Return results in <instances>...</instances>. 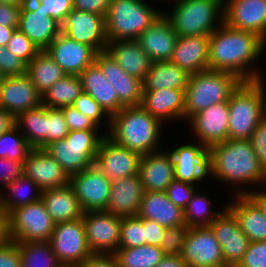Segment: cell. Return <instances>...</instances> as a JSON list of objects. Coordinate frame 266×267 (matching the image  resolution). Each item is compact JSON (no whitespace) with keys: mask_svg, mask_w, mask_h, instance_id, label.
<instances>
[{"mask_svg":"<svg viewBox=\"0 0 266 267\" xmlns=\"http://www.w3.org/2000/svg\"><path fill=\"white\" fill-rule=\"evenodd\" d=\"M265 49L266 42L257 34L223 22L210 34L209 70L232 73L242 82L262 80L266 72L259 62Z\"/></svg>","mask_w":266,"mask_h":267,"instance_id":"1","label":"cell"},{"mask_svg":"<svg viewBox=\"0 0 266 267\" xmlns=\"http://www.w3.org/2000/svg\"><path fill=\"white\" fill-rule=\"evenodd\" d=\"M208 167L209 183L222 185L224 192H227L226 198L228 195L250 194L263 186L265 181L266 172L261 167L250 140L227 139L211 146L208 149Z\"/></svg>","mask_w":266,"mask_h":267,"instance_id":"2","label":"cell"},{"mask_svg":"<svg viewBox=\"0 0 266 267\" xmlns=\"http://www.w3.org/2000/svg\"><path fill=\"white\" fill-rule=\"evenodd\" d=\"M166 127L140 105L123 107L111 116L106 135L115 143L142 156L163 149L164 143L168 144L164 137L168 130Z\"/></svg>","mask_w":266,"mask_h":267,"instance_id":"3","label":"cell"},{"mask_svg":"<svg viewBox=\"0 0 266 267\" xmlns=\"http://www.w3.org/2000/svg\"><path fill=\"white\" fill-rule=\"evenodd\" d=\"M229 139L249 140L266 117V75L262 80L241 82L228 100Z\"/></svg>","mask_w":266,"mask_h":267,"instance_id":"4","label":"cell"},{"mask_svg":"<svg viewBox=\"0 0 266 267\" xmlns=\"http://www.w3.org/2000/svg\"><path fill=\"white\" fill-rule=\"evenodd\" d=\"M163 8L178 37L210 35L224 22V0H173Z\"/></svg>","mask_w":266,"mask_h":267,"instance_id":"5","label":"cell"},{"mask_svg":"<svg viewBox=\"0 0 266 267\" xmlns=\"http://www.w3.org/2000/svg\"><path fill=\"white\" fill-rule=\"evenodd\" d=\"M146 0H111L105 16L108 41L137 39L163 13Z\"/></svg>","mask_w":266,"mask_h":267,"instance_id":"6","label":"cell"},{"mask_svg":"<svg viewBox=\"0 0 266 267\" xmlns=\"http://www.w3.org/2000/svg\"><path fill=\"white\" fill-rule=\"evenodd\" d=\"M242 81L232 73L205 70L191 74L185 89V121L209 106L228 102Z\"/></svg>","mask_w":266,"mask_h":267,"instance_id":"7","label":"cell"},{"mask_svg":"<svg viewBox=\"0 0 266 267\" xmlns=\"http://www.w3.org/2000/svg\"><path fill=\"white\" fill-rule=\"evenodd\" d=\"M105 136L104 130L70 131L65 139L50 143L44 150L70 177L94 165L95 156Z\"/></svg>","mask_w":266,"mask_h":267,"instance_id":"8","label":"cell"},{"mask_svg":"<svg viewBox=\"0 0 266 267\" xmlns=\"http://www.w3.org/2000/svg\"><path fill=\"white\" fill-rule=\"evenodd\" d=\"M54 227L42 200L18 207L7 215L8 239L15 242L49 241Z\"/></svg>","mask_w":266,"mask_h":267,"instance_id":"9","label":"cell"},{"mask_svg":"<svg viewBox=\"0 0 266 267\" xmlns=\"http://www.w3.org/2000/svg\"><path fill=\"white\" fill-rule=\"evenodd\" d=\"M186 139L173 146L165 144L173 158L175 179L193 185H208V149L198 141Z\"/></svg>","mask_w":266,"mask_h":267,"instance_id":"10","label":"cell"},{"mask_svg":"<svg viewBox=\"0 0 266 267\" xmlns=\"http://www.w3.org/2000/svg\"><path fill=\"white\" fill-rule=\"evenodd\" d=\"M185 123L187 125L184 128L188 131V135H190L187 137L188 139L198 141L207 149L222 143L229 139L228 102L209 106L193 115Z\"/></svg>","mask_w":266,"mask_h":267,"instance_id":"11","label":"cell"},{"mask_svg":"<svg viewBox=\"0 0 266 267\" xmlns=\"http://www.w3.org/2000/svg\"><path fill=\"white\" fill-rule=\"evenodd\" d=\"M49 242L62 265L76 266L93 255L82 218L55 224Z\"/></svg>","mask_w":266,"mask_h":267,"instance_id":"12","label":"cell"},{"mask_svg":"<svg viewBox=\"0 0 266 267\" xmlns=\"http://www.w3.org/2000/svg\"><path fill=\"white\" fill-rule=\"evenodd\" d=\"M82 221L92 253L113 255L119 248L122 217L106 211H87Z\"/></svg>","mask_w":266,"mask_h":267,"instance_id":"13","label":"cell"},{"mask_svg":"<svg viewBox=\"0 0 266 267\" xmlns=\"http://www.w3.org/2000/svg\"><path fill=\"white\" fill-rule=\"evenodd\" d=\"M180 256L187 267L226 266L221 246L209 226L189 228Z\"/></svg>","mask_w":266,"mask_h":267,"instance_id":"14","label":"cell"},{"mask_svg":"<svg viewBox=\"0 0 266 267\" xmlns=\"http://www.w3.org/2000/svg\"><path fill=\"white\" fill-rule=\"evenodd\" d=\"M111 180L95 165L70 176L78 202L87 211H106L111 191Z\"/></svg>","mask_w":266,"mask_h":267,"instance_id":"15","label":"cell"},{"mask_svg":"<svg viewBox=\"0 0 266 267\" xmlns=\"http://www.w3.org/2000/svg\"><path fill=\"white\" fill-rule=\"evenodd\" d=\"M61 32L97 52L106 50L108 40L103 15L72 9L61 24Z\"/></svg>","mask_w":266,"mask_h":267,"instance_id":"16","label":"cell"},{"mask_svg":"<svg viewBox=\"0 0 266 267\" xmlns=\"http://www.w3.org/2000/svg\"><path fill=\"white\" fill-rule=\"evenodd\" d=\"M141 155L115 143L107 135L102 139L94 165L111 181L139 175Z\"/></svg>","mask_w":266,"mask_h":267,"instance_id":"17","label":"cell"},{"mask_svg":"<svg viewBox=\"0 0 266 267\" xmlns=\"http://www.w3.org/2000/svg\"><path fill=\"white\" fill-rule=\"evenodd\" d=\"M209 227L221 246L225 265L236 267L250 243L248 237L240 229L237 218L226 207L209 224Z\"/></svg>","mask_w":266,"mask_h":267,"instance_id":"18","label":"cell"},{"mask_svg":"<svg viewBox=\"0 0 266 267\" xmlns=\"http://www.w3.org/2000/svg\"><path fill=\"white\" fill-rule=\"evenodd\" d=\"M48 55L67 75L79 76L95 62L97 51L80 42L70 39L62 32L45 49Z\"/></svg>","mask_w":266,"mask_h":267,"instance_id":"19","label":"cell"},{"mask_svg":"<svg viewBox=\"0 0 266 267\" xmlns=\"http://www.w3.org/2000/svg\"><path fill=\"white\" fill-rule=\"evenodd\" d=\"M224 23L266 42V0H224Z\"/></svg>","mask_w":266,"mask_h":267,"instance_id":"20","label":"cell"},{"mask_svg":"<svg viewBox=\"0 0 266 267\" xmlns=\"http://www.w3.org/2000/svg\"><path fill=\"white\" fill-rule=\"evenodd\" d=\"M42 105V95L27 74L8 76L0 87V108L14 118L21 112Z\"/></svg>","mask_w":266,"mask_h":267,"instance_id":"21","label":"cell"},{"mask_svg":"<svg viewBox=\"0 0 266 267\" xmlns=\"http://www.w3.org/2000/svg\"><path fill=\"white\" fill-rule=\"evenodd\" d=\"M95 63L114 87L124 107L139 106L142 102V81L127 74L105 50L97 52Z\"/></svg>","mask_w":266,"mask_h":267,"instance_id":"22","label":"cell"},{"mask_svg":"<svg viewBox=\"0 0 266 267\" xmlns=\"http://www.w3.org/2000/svg\"><path fill=\"white\" fill-rule=\"evenodd\" d=\"M23 173L44 190L69 185L70 177L44 149H32L23 162Z\"/></svg>","mask_w":266,"mask_h":267,"instance_id":"23","label":"cell"},{"mask_svg":"<svg viewBox=\"0 0 266 267\" xmlns=\"http://www.w3.org/2000/svg\"><path fill=\"white\" fill-rule=\"evenodd\" d=\"M168 128L173 123H185V90L159 89L143 91L141 105ZM170 125H167L169 124Z\"/></svg>","mask_w":266,"mask_h":267,"instance_id":"24","label":"cell"},{"mask_svg":"<svg viewBox=\"0 0 266 267\" xmlns=\"http://www.w3.org/2000/svg\"><path fill=\"white\" fill-rule=\"evenodd\" d=\"M139 177L144 192L165 191L175 179L174 162L169 150H161L142 155L139 163Z\"/></svg>","mask_w":266,"mask_h":267,"instance_id":"25","label":"cell"},{"mask_svg":"<svg viewBox=\"0 0 266 267\" xmlns=\"http://www.w3.org/2000/svg\"><path fill=\"white\" fill-rule=\"evenodd\" d=\"M177 39L170 20L162 13L136 40L151 62H159L170 60Z\"/></svg>","mask_w":266,"mask_h":267,"instance_id":"26","label":"cell"},{"mask_svg":"<svg viewBox=\"0 0 266 267\" xmlns=\"http://www.w3.org/2000/svg\"><path fill=\"white\" fill-rule=\"evenodd\" d=\"M230 197L227 208L237 218L240 229L250 242L266 241V216L259 204L249 194Z\"/></svg>","mask_w":266,"mask_h":267,"instance_id":"27","label":"cell"},{"mask_svg":"<svg viewBox=\"0 0 266 267\" xmlns=\"http://www.w3.org/2000/svg\"><path fill=\"white\" fill-rule=\"evenodd\" d=\"M143 195L144 189L139 175L112 181L106 212L119 217L136 216Z\"/></svg>","mask_w":266,"mask_h":267,"instance_id":"28","label":"cell"},{"mask_svg":"<svg viewBox=\"0 0 266 267\" xmlns=\"http://www.w3.org/2000/svg\"><path fill=\"white\" fill-rule=\"evenodd\" d=\"M210 35L178 37L170 62L190 74L209 69Z\"/></svg>","mask_w":266,"mask_h":267,"instance_id":"29","label":"cell"},{"mask_svg":"<svg viewBox=\"0 0 266 267\" xmlns=\"http://www.w3.org/2000/svg\"><path fill=\"white\" fill-rule=\"evenodd\" d=\"M17 29L42 51L61 33V24L49 16L40 4L36 11H20Z\"/></svg>","mask_w":266,"mask_h":267,"instance_id":"30","label":"cell"},{"mask_svg":"<svg viewBox=\"0 0 266 267\" xmlns=\"http://www.w3.org/2000/svg\"><path fill=\"white\" fill-rule=\"evenodd\" d=\"M137 216L153 220L165 228L186 225L183 209L172 203L165 191L144 192Z\"/></svg>","mask_w":266,"mask_h":267,"instance_id":"31","label":"cell"},{"mask_svg":"<svg viewBox=\"0 0 266 267\" xmlns=\"http://www.w3.org/2000/svg\"><path fill=\"white\" fill-rule=\"evenodd\" d=\"M106 51L127 74L145 79L152 62L136 39L108 41Z\"/></svg>","mask_w":266,"mask_h":267,"instance_id":"32","label":"cell"},{"mask_svg":"<svg viewBox=\"0 0 266 267\" xmlns=\"http://www.w3.org/2000/svg\"><path fill=\"white\" fill-rule=\"evenodd\" d=\"M79 77L82 82V91L90 95L110 117L124 107L118 99L116 90L95 62L88 66Z\"/></svg>","mask_w":266,"mask_h":267,"instance_id":"33","label":"cell"},{"mask_svg":"<svg viewBox=\"0 0 266 267\" xmlns=\"http://www.w3.org/2000/svg\"><path fill=\"white\" fill-rule=\"evenodd\" d=\"M41 200L55 224L83 217L84 210L70 185L42 191Z\"/></svg>","mask_w":266,"mask_h":267,"instance_id":"34","label":"cell"},{"mask_svg":"<svg viewBox=\"0 0 266 267\" xmlns=\"http://www.w3.org/2000/svg\"><path fill=\"white\" fill-rule=\"evenodd\" d=\"M191 74L170 61L152 62L145 79L142 81L143 91L159 89L185 90Z\"/></svg>","mask_w":266,"mask_h":267,"instance_id":"35","label":"cell"},{"mask_svg":"<svg viewBox=\"0 0 266 267\" xmlns=\"http://www.w3.org/2000/svg\"><path fill=\"white\" fill-rule=\"evenodd\" d=\"M207 186L211 185H206V189L200 187L183 210L184 221L189 228L209 226V224L227 207L226 196L223 198L225 202L223 201L221 205L214 206L215 203L211 198L213 195L210 196V193L207 192L209 190ZM215 207L216 209H214Z\"/></svg>","mask_w":266,"mask_h":267,"instance_id":"36","label":"cell"},{"mask_svg":"<svg viewBox=\"0 0 266 267\" xmlns=\"http://www.w3.org/2000/svg\"><path fill=\"white\" fill-rule=\"evenodd\" d=\"M42 190L24 174L0 191V206L8 215L12 210L40 201Z\"/></svg>","mask_w":266,"mask_h":267,"instance_id":"37","label":"cell"},{"mask_svg":"<svg viewBox=\"0 0 266 267\" xmlns=\"http://www.w3.org/2000/svg\"><path fill=\"white\" fill-rule=\"evenodd\" d=\"M15 125L33 149H44L46 147V106L41 105L35 109L19 113L15 117Z\"/></svg>","mask_w":266,"mask_h":267,"instance_id":"38","label":"cell"},{"mask_svg":"<svg viewBox=\"0 0 266 267\" xmlns=\"http://www.w3.org/2000/svg\"><path fill=\"white\" fill-rule=\"evenodd\" d=\"M26 74L41 95L67 75L45 50L40 51L27 64Z\"/></svg>","mask_w":266,"mask_h":267,"instance_id":"39","label":"cell"},{"mask_svg":"<svg viewBox=\"0 0 266 267\" xmlns=\"http://www.w3.org/2000/svg\"><path fill=\"white\" fill-rule=\"evenodd\" d=\"M82 92L80 77L76 75H66L42 95V105L49 108L61 109L73 105L74 101Z\"/></svg>","mask_w":266,"mask_h":267,"instance_id":"40","label":"cell"},{"mask_svg":"<svg viewBox=\"0 0 266 267\" xmlns=\"http://www.w3.org/2000/svg\"><path fill=\"white\" fill-rule=\"evenodd\" d=\"M113 255L118 267H156L165 257L159 246L147 244L132 248L119 247Z\"/></svg>","mask_w":266,"mask_h":267,"instance_id":"41","label":"cell"},{"mask_svg":"<svg viewBox=\"0 0 266 267\" xmlns=\"http://www.w3.org/2000/svg\"><path fill=\"white\" fill-rule=\"evenodd\" d=\"M21 267H61L49 241L16 242Z\"/></svg>","mask_w":266,"mask_h":267,"instance_id":"42","label":"cell"},{"mask_svg":"<svg viewBox=\"0 0 266 267\" xmlns=\"http://www.w3.org/2000/svg\"><path fill=\"white\" fill-rule=\"evenodd\" d=\"M32 149L15 124L0 135V158L24 161Z\"/></svg>","mask_w":266,"mask_h":267,"instance_id":"43","label":"cell"},{"mask_svg":"<svg viewBox=\"0 0 266 267\" xmlns=\"http://www.w3.org/2000/svg\"><path fill=\"white\" fill-rule=\"evenodd\" d=\"M145 245L144 218L122 217L119 247L132 248Z\"/></svg>","mask_w":266,"mask_h":267,"instance_id":"44","label":"cell"},{"mask_svg":"<svg viewBox=\"0 0 266 267\" xmlns=\"http://www.w3.org/2000/svg\"><path fill=\"white\" fill-rule=\"evenodd\" d=\"M73 106L94 121L106 133L109 131L111 117L90 95L82 92L74 101Z\"/></svg>","mask_w":266,"mask_h":267,"instance_id":"45","label":"cell"},{"mask_svg":"<svg viewBox=\"0 0 266 267\" xmlns=\"http://www.w3.org/2000/svg\"><path fill=\"white\" fill-rule=\"evenodd\" d=\"M189 227L187 225L168 227L164 230L160 248L164 256H180Z\"/></svg>","mask_w":266,"mask_h":267,"instance_id":"46","label":"cell"},{"mask_svg":"<svg viewBox=\"0 0 266 267\" xmlns=\"http://www.w3.org/2000/svg\"><path fill=\"white\" fill-rule=\"evenodd\" d=\"M6 47L26 65L40 52L38 47L18 29L13 32Z\"/></svg>","mask_w":266,"mask_h":267,"instance_id":"47","label":"cell"},{"mask_svg":"<svg viewBox=\"0 0 266 267\" xmlns=\"http://www.w3.org/2000/svg\"><path fill=\"white\" fill-rule=\"evenodd\" d=\"M200 187L203 186L174 179L166 188L165 193L172 203L184 210Z\"/></svg>","mask_w":266,"mask_h":267,"instance_id":"48","label":"cell"},{"mask_svg":"<svg viewBox=\"0 0 266 267\" xmlns=\"http://www.w3.org/2000/svg\"><path fill=\"white\" fill-rule=\"evenodd\" d=\"M69 130L62 109L47 107L46 146L57 140L65 139Z\"/></svg>","mask_w":266,"mask_h":267,"instance_id":"49","label":"cell"},{"mask_svg":"<svg viewBox=\"0 0 266 267\" xmlns=\"http://www.w3.org/2000/svg\"><path fill=\"white\" fill-rule=\"evenodd\" d=\"M70 131L103 130L94 121L78 111L73 105L61 108Z\"/></svg>","mask_w":266,"mask_h":267,"instance_id":"50","label":"cell"},{"mask_svg":"<svg viewBox=\"0 0 266 267\" xmlns=\"http://www.w3.org/2000/svg\"><path fill=\"white\" fill-rule=\"evenodd\" d=\"M236 267H266V241L250 242Z\"/></svg>","mask_w":266,"mask_h":267,"instance_id":"51","label":"cell"},{"mask_svg":"<svg viewBox=\"0 0 266 267\" xmlns=\"http://www.w3.org/2000/svg\"><path fill=\"white\" fill-rule=\"evenodd\" d=\"M27 65L7 47H0V70L6 77L26 74Z\"/></svg>","mask_w":266,"mask_h":267,"instance_id":"52","label":"cell"},{"mask_svg":"<svg viewBox=\"0 0 266 267\" xmlns=\"http://www.w3.org/2000/svg\"><path fill=\"white\" fill-rule=\"evenodd\" d=\"M249 140L261 167L266 172V117L257 125Z\"/></svg>","mask_w":266,"mask_h":267,"instance_id":"53","label":"cell"},{"mask_svg":"<svg viewBox=\"0 0 266 267\" xmlns=\"http://www.w3.org/2000/svg\"><path fill=\"white\" fill-rule=\"evenodd\" d=\"M23 162L0 158V191L24 174Z\"/></svg>","mask_w":266,"mask_h":267,"instance_id":"54","label":"cell"},{"mask_svg":"<svg viewBox=\"0 0 266 267\" xmlns=\"http://www.w3.org/2000/svg\"><path fill=\"white\" fill-rule=\"evenodd\" d=\"M42 9L60 24L73 9L72 0H41Z\"/></svg>","mask_w":266,"mask_h":267,"instance_id":"55","label":"cell"},{"mask_svg":"<svg viewBox=\"0 0 266 267\" xmlns=\"http://www.w3.org/2000/svg\"><path fill=\"white\" fill-rule=\"evenodd\" d=\"M0 267H21L20 252L15 241L0 244Z\"/></svg>","mask_w":266,"mask_h":267,"instance_id":"56","label":"cell"},{"mask_svg":"<svg viewBox=\"0 0 266 267\" xmlns=\"http://www.w3.org/2000/svg\"><path fill=\"white\" fill-rule=\"evenodd\" d=\"M111 0H72L73 9L106 16Z\"/></svg>","mask_w":266,"mask_h":267,"instance_id":"57","label":"cell"},{"mask_svg":"<svg viewBox=\"0 0 266 267\" xmlns=\"http://www.w3.org/2000/svg\"><path fill=\"white\" fill-rule=\"evenodd\" d=\"M165 227L161 226L153 220L144 218V238L147 245H161L163 240Z\"/></svg>","mask_w":266,"mask_h":267,"instance_id":"58","label":"cell"},{"mask_svg":"<svg viewBox=\"0 0 266 267\" xmlns=\"http://www.w3.org/2000/svg\"><path fill=\"white\" fill-rule=\"evenodd\" d=\"M20 5L0 2V25L18 28Z\"/></svg>","mask_w":266,"mask_h":267,"instance_id":"59","label":"cell"},{"mask_svg":"<svg viewBox=\"0 0 266 267\" xmlns=\"http://www.w3.org/2000/svg\"><path fill=\"white\" fill-rule=\"evenodd\" d=\"M77 267H118L114 255L93 254Z\"/></svg>","mask_w":266,"mask_h":267,"instance_id":"60","label":"cell"},{"mask_svg":"<svg viewBox=\"0 0 266 267\" xmlns=\"http://www.w3.org/2000/svg\"><path fill=\"white\" fill-rule=\"evenodd\" d=\"M14 124L15 118L10 113L0 108V135L6 132Z\"/></svg>","mask_w":266,"mask_h":267,"instance_id":"61","label":"cell"},{"mask_svg":"<svg viewBox=\"0 0 266 267\" xmlns=\"http://www.w3.org/2000/svg\"><path fill=\"white\" fill-rule=\"evenodd\" d=\"M156 267H187L181 256H165Z\"/></svg>","mask_w":266,"mask_h":267,"instance_id":"62","label":"cell"},{"mask_svg":"<svg viewBox=\"0 0 266 267\" xmlns=\"http://www.w3.org/2000/svg\"><path fill=\"white\" fill-rule=\"evenodd\" d=\"M262 208L266 216V190L261 186L249 194Z\"/></svg>","mask_w":266,"mask_h":267,"instance_id":"63","label":"cell"},{"mask_svg":"<svg viewBox=\"0 0 266 267\" xmlns=\"http://www.w3.org/2000/svg\"><path fill=\"white\" fill-rule=\"evenodd\" d=\"M17 28L0 25V47H6Z\"/></svg>","mask_w":266,"mask_h":267,"instance_id":"64","label":"cell"},{"mask_svg":"<svg viewBox=\"0 0 266 267\" xmlns=\"http://www.w3.org/2000/svg\"><path fill=\"white\" fill-rule=\"evenodd\" d=\"M7 240V215L0 206V244L6 242Z\"/></svg>","mask_w":266,"mask_h":267,"instance_id":"65","label":"cell"},{"mask_svg":"<svg viewBox=\"0 0 266 267\" xmlns=\"http://www.w3.org/2000/svg\"><path fill=\"white\" fill-rule=\"evenodd\" d=\"M41 4V0H22L20 11H36Z\"/></svg>","mask_w":266,"mask_h":267,"instance_id":"66","label":"cell"},{"mask_svg":"<svg viewBox=\"0 0 266 267\" xmlns=\"http://www.w3.org/2000/svg\"><path fill=\"white\" fill-rule=\"evenodd\" d=\"M1 3H9L13 5H20L22 0H0Z\"/></svg>","mask_w":266,"mask_h":267,"instance_id":"67","label":"cell"},{"mask_svg":"<svg viewBox=\"0 0 266 267\" xmlns=\"http://www.w3.org/2000/svg\"><path fill=\"white\" fill-rule=\"evenodd\" d=\"M146 1H148V2H152V3H154V4L156 5V4H157L158 2H160L161 0H152V1H151V0H150V1H149V0H146ZM163 2H164V3L166 2L165 4L169 5V3L171 4V3L173 2V0H162V2L158 3V4H160V7H161V4H162Z\"/></svg>","mask_w":266,"mask_h":267,"instance_id":"68","label":"cell"},{"mask_svg":"<svg viewBox=\"0 0 266 267\" xmlns=\"http://www.w3.org/2000/svg\"><path fill=\"white\" fill-rule=\"evenodd\" d=\"M6 76L4 73L0 70V87L3 85V82L5 80Z\"/></svg>","mask_w":266,"mask_h":267,"instance_id":"69","label":"cell"},{"mask_svg":"<svg viewBox=\"0 0 266 267\" xmlns=\"http://www.w3.org/2000/svg\"><path fill=\"white\" fill-rule=\"evenodd\" d=\"M262 187L266 190V173H265V181Z\"/></svg>","mask_w":266,"mask_h":267,"instance_id":"70","label":"cell"},{"mask_svg":"<svg viewBox=\"0 0 266 267\" xmlns=\"http://www.w3.org/2000/svg\"><path fill=\"white\" fill-rule=\"evenodd\" d=\"M61 267H77V266L62 265Z\"/></svg>","mask_w":266,"mask_h":267,"instance_id":"71","label":"cell"}]
</instances>
